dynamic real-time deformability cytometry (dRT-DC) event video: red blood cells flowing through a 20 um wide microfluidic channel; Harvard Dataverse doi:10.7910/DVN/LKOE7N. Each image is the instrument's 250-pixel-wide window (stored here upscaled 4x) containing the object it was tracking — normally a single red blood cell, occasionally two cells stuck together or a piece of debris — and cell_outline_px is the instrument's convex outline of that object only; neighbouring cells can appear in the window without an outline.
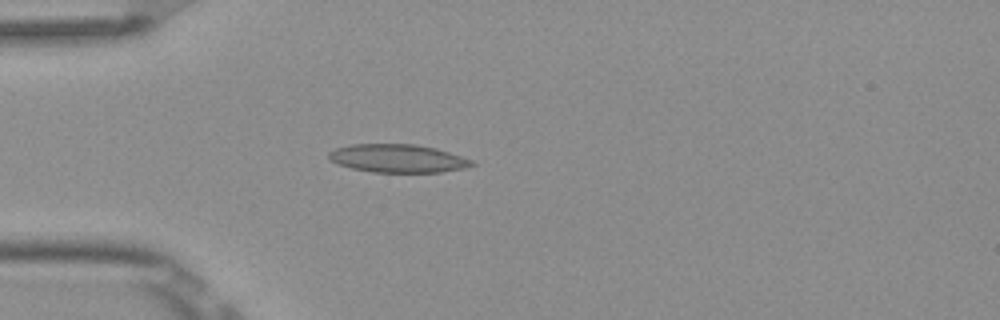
{"species": "Egyptian fruit bat (a non-hibernating species)", "species_latin": "Rousettus aegyptiacus", "temperature_condition": "room temperature", "stored_images_in_passage": 1, "camera_frame_rate_fps": 3000, "um_per_image_px": 0.085, "frame": {"image": 1, "passage_image": 1, "time_ms": 0.0, "image_size_px": [1000, 320], "cell_outline_px": [[476, 164], [464, 168], [440, 172], [372, 172], [352, 168], [336, 164], [328, 156], [328, 152], [336, 148], [352, 144], [416, 144], [436, 148], [476, 160]], "centroid_in_image_um": [33.85, 13.46], "position_along_channel_um": 51.2, "area_um2": 23.64}}